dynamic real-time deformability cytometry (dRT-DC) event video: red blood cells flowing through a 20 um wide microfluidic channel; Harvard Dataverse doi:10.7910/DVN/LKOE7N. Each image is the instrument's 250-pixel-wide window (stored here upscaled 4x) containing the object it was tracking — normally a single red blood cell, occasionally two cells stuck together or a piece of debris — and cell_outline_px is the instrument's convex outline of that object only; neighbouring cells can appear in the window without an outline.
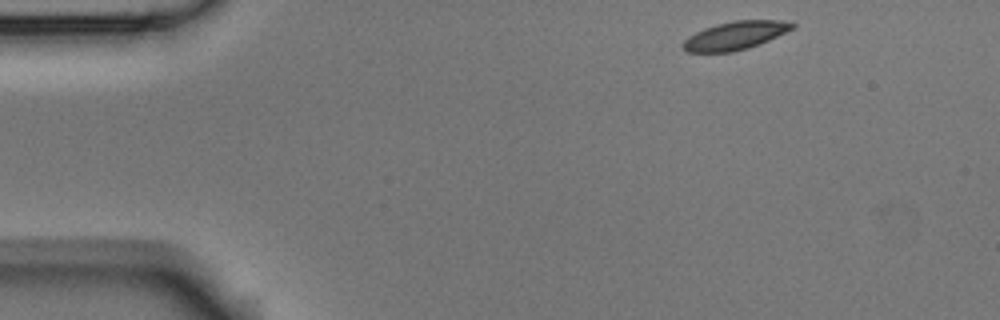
{"species": "Egyptian fruit bat (a non-hibernating species)", "species_latin": "Rousettus aegyptiacus", "temperature_condition": "room temperature", "stored_images_in_passage": 48, "camera_frame_rate_fps": 3000, "um_per_image_px": 0.085, "animal": {"sex": "male"}, "frame": {"image": 1, "passage_image": 1, "time_ms": 0.0, "image_size_px": [1000, 320], "cell_outline_px": [[796, 28], [768, 40], [748, 48], [732, 52], [688, 52], [680, 44], [688, 36], [704, 28], [716, 24], [736, 20], [780, 20], [796, 24]], "centroid_in_image_um": [62.49, 3.01], "position_along_channel_um": 22.5, "area_um2": 17.98}}
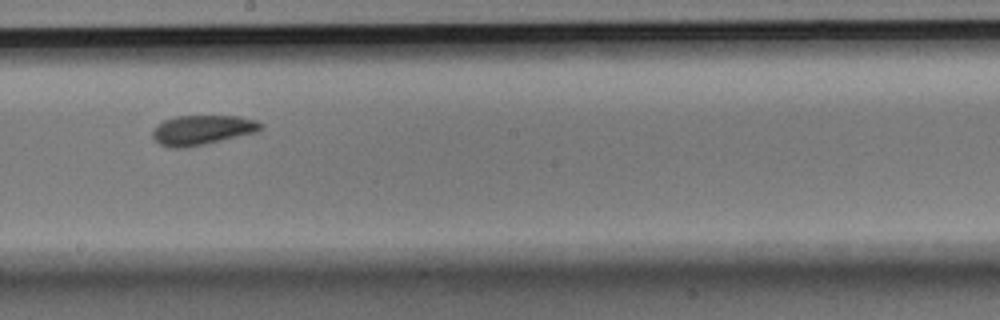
{"frame": {"image": 2, "passage_image": 24, "time_ms": 7.667, "image_size_px": [1000, 320], "cell_outline_px": [[264, 128], [256, 132], [188, 148], [168, 148], [160, 144], [152, 136], [152, 132], [156, 124], [164, 120], [176, 116], [240, 116], [256, 120], [264, 124]], "centroid_in_image_um": [17.19, 11.05], "position_along_channel_um": 231.0, "area_um2": 18.9}}
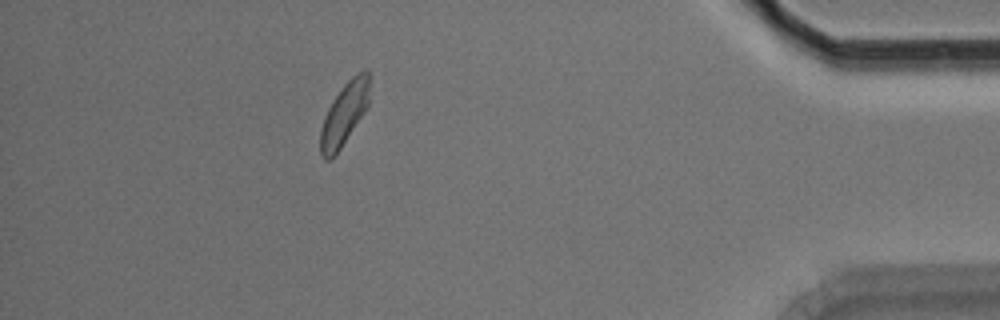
{"frame": {"image": 3, "passage_image": 42, "time_ms": 13.667, "image_size_px": [1000, 320], "cell_outline_px": [[368, 104], [364, 112], [340, 148], [328, 160], [324, 160], [320, 156], [320, 128], [324, 116], [332, 100], [344, 84], [356, 72], [364, 68], [368, 68]], "centroid_in_image_um": [29.23, 9.65], "position_along_channel_um": 406.0, "area_um2": 17.69}, "authors_computed_cell_mechanics": {"area_um2": 18.4093, "velocity_mm_per_s": 3.7198, "shape_relaxation_time_tau1_ms": 2.9274, "shape_relaxation_time_tau2_ms": 4.5955, "deformation_change_tau1": 0.0894, "deformation_change_tau2": 0.083}}